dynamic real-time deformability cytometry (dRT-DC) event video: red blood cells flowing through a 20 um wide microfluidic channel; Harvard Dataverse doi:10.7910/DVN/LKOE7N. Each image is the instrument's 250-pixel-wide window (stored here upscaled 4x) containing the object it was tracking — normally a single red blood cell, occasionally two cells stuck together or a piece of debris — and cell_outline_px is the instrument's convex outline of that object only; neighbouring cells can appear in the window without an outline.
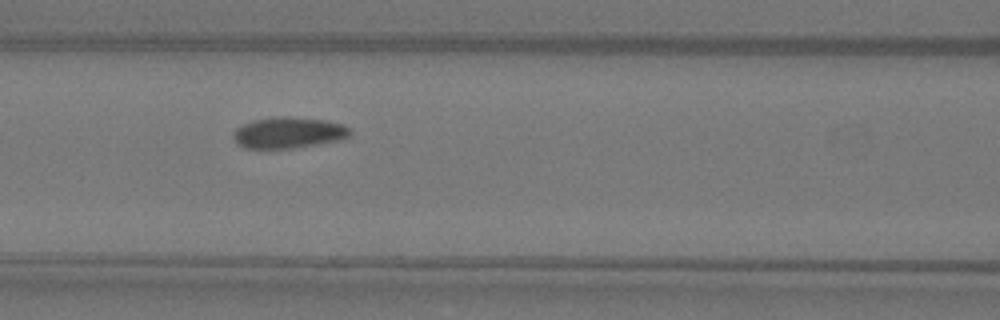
{"species": "Egyptian fruit bat (a non-hibernating species)", "species_latin": "Rousettus aegyptiacus", "temperature_condition": "warm", "stored_images_in_passage": 10, "camera_frame_rate_fps": 3000, "um_per_image_px": 0.085, "animal": {"sex": "female"}, "frame": {"image": 1, "passage_image": 6, "time_ms": 1.667, "image_size_px": [1000, 320], "cell_outline_px": [[352, 132], [348, 136], [340, 140], [292, 148], [244, 148], [236, 144], [232, 136], [232, 132], [236, 128], [252, 120], [276, 116], [288, 116], [328, 120], [344, 124]], "centroid_in_image_um": [24.5, 11.26], "position_along_channel_um": 142.1, "area_um2": 21.39}}